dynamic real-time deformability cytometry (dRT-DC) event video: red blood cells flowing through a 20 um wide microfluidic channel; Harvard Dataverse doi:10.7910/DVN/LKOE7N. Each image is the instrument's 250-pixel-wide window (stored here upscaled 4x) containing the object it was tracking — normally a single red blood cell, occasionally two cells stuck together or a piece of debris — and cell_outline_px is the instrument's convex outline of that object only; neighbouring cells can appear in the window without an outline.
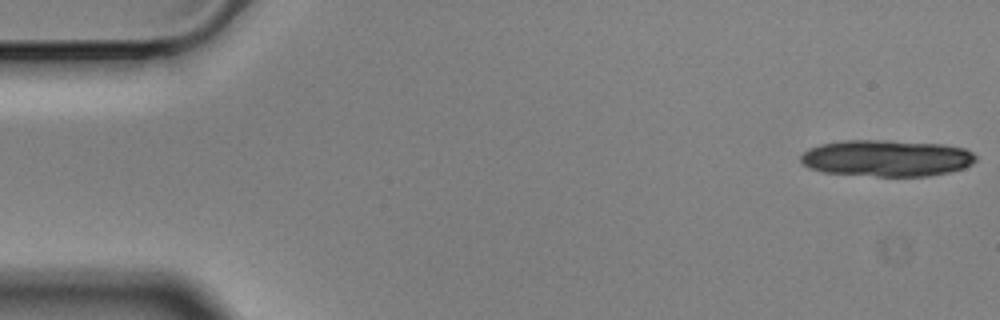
{"species": "Egyptian fruit bat (a non-hibernating species)", "species_latin": "Rousettus aegyptiacus", "temperature_condition": "cold", "stored_images_in_passage": 15, "camera_frame_rate_fps": 3000, "um_per_image_px": 0.085, "animal": {"sex": "male"}, "frame": {"image": 1, "passage_image": 1, "time_ms": 0.0, "image_size_px": [1000, 320], "cell_outline_px": [[976, 160], [972, 164], [964, 168], [948, 172], [928, 176], [876, 176], [824, 172], [808, 168], [800, 160], [800, 156], [808, 148], [820, 144], [844, 140], [888, 140], [944, 144], [964, 148], [972, 152], [976, 156]], "centroid_in_image_um": [75.36, 13.43], "position_along_channel_um": 9.6, "area_um2": 37.45}}